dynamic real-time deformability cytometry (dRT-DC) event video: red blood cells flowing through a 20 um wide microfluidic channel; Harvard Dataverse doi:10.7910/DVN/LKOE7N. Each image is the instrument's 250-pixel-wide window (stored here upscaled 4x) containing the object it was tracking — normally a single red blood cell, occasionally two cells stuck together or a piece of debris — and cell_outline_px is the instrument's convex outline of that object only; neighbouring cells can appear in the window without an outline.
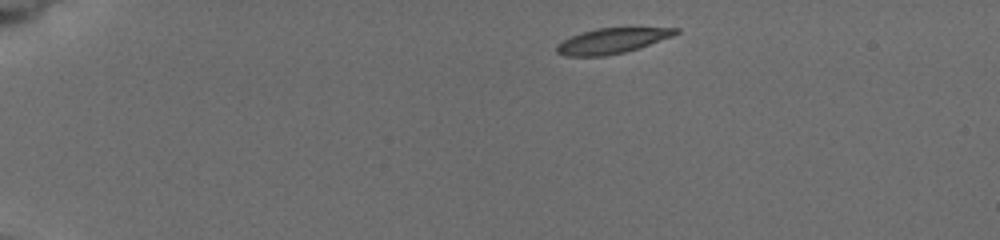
{"species": "common noctule bat (a hibernating species)", "species_latin": "Nyctalus noctula", "temperature_condition": "cold", "stored_images_in_passage": 5, "camera_frame_rate_fps": 3000, "um_per_image_px": 0.085, "animal": {"sex": "female", "body_mass_g": 19.5, "forearm_length_mm": 54.1}, "frame": {"image": 1, "passage_image": 1, "time_ms": 0.0, "image_size_px": [1000, 240], "cell_outline_px": [[680, 32], [672, 36], [624, 52], [604, 56], [564, 56], [556, 52], [556, 44], [572, 36], [596, 28], [680, 28]], "centroid_in_image_um": [51.98, 3.47], "position_along_channel_um": 33.0, "area_um2": 17.17}}
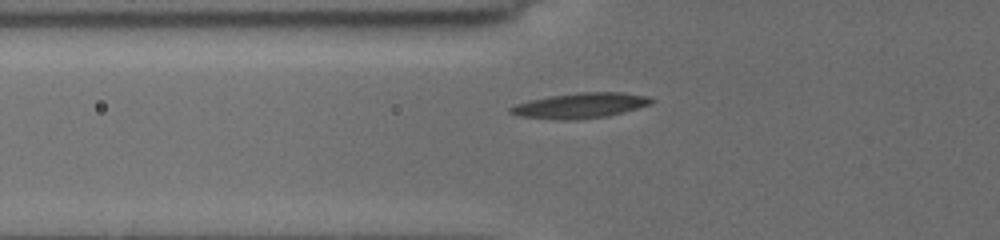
{"frame": {"image": 2, "passage_image": 5, "time_ms": 3.333, "image_size_px": [1000, 240], "cell_outline_px": [[656, 100], [652, 104], [608, 116], [576, 120], [560, 120], [520, 116], [508, 112], [508, 108], [516, 104], [528, 100], [576, 92], [620, 92], [648, 96]], "centroid_in_image_um": [49.34, 8.97], "position_along_channel_um": 76.5, "area_um2": 20.87}}